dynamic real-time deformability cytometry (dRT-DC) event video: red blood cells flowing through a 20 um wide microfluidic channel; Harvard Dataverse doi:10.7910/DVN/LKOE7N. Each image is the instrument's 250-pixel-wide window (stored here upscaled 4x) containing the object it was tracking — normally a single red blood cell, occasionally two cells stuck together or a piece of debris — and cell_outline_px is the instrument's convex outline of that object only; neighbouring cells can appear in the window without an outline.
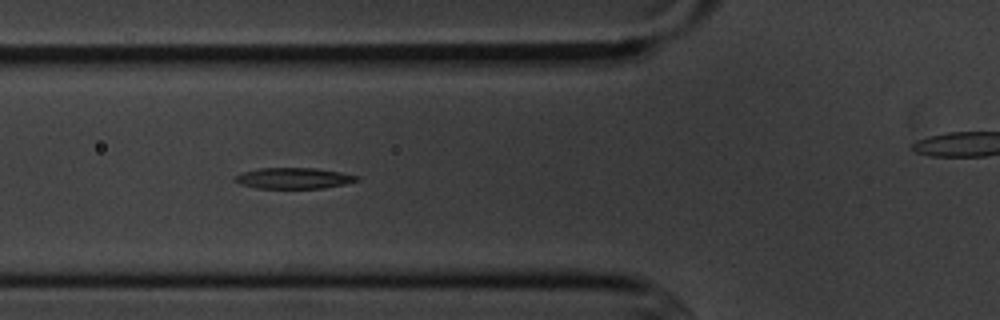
{"species": "common noctule bat (a hibernating species)", "species_latin": "Nyctalus noctula", "temperature_condition": "cold", "stored_images_in_passage": 13, "camera_frame_rate_fps": 3000, "um_per_image_px": 0.085, "animal": {"sex": "male", "body_mass_g": 20.1, "forearm_length_mm": 53.5}, "frame": {"image": 1, "passage_image": 5, "time_ms": 5.667, "image_size_px": [1000, 320], "cell_outline_px": [[360, 180], [344, 184], [324, 188], [256, 188], [240, 184], [232, 180], [240, 172], [260, 168], [316, 168], [340, 172], [360, 176]], "centroid_in_image_um": [24.95, 15.14], "position_along_channel_um": 100.8, "area_um2": 14.97}}
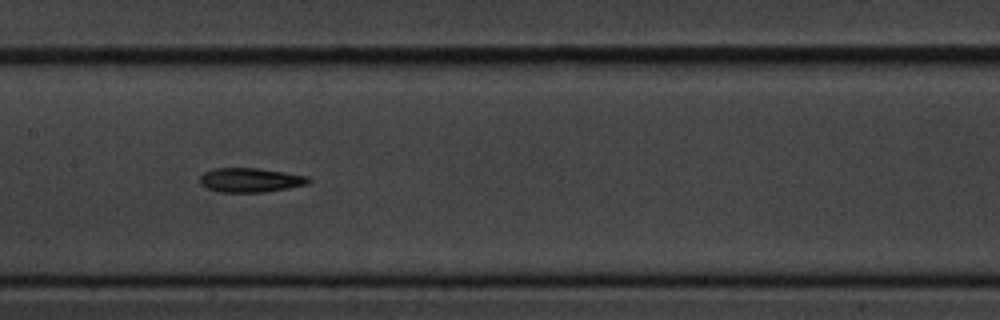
{"frame": {"image": 2, "passage_image": 7, "time_ms": 8.0, "image_size_px": [1000, 320], "cell_outline_px": [[312, 180], [308, 184], [288, 188], [264, 192], [220, 192], [208, 188], [200, 184], [200, 176], [204, 172], [212, 168], [256, 168], [284, 172], [308, 176]], "centroid_in_image_um": [21.28, 15.3], "position_along_channel_um": 186.1, "area_um2": 15.37}}
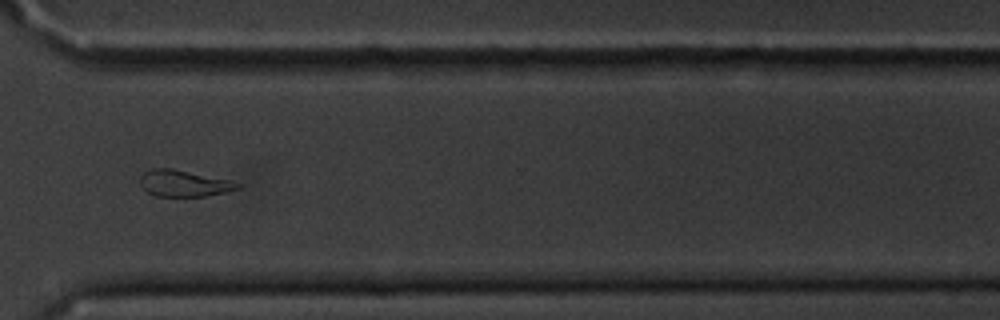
{"frame": {"image": 3, "passage_image": 11, "time_ms": 12.667, "image_size_px": [1000, 320], "cell_outline_px": [[240, 188], [224, 192], [204, 196], [156, 196], [148, 192], [140, 184], [140, 176], [144, 172], [152, 168], [172, 168], [232, 180], [240, 184]], "centroid_in_image_um": [15.62, 15.57], "position_along_channel_um": 355.0, "area_um2": 14.97}, "authors_computed_cell_mechanics": {"area_um2": 15.3748, "velocity_mm_per_s": 3.6224, "shape_relaxation_time_tau1_ms": 3.2582, "shape_relaxation_time_tau2_ms": 5.7115, "deformation_change_tau1": 0.1388, "deformation_change_tau2": 0.1407}}